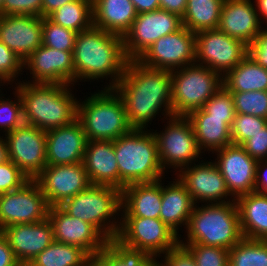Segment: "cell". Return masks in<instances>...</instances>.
Here are the masks:
<instances>
[{"mask_svg": "<svg viewBox=\"0 0 267 266\" xmlns=\"http://www.w3.org/2000/svg\"><path fill=\"white\" fill-rule=\"evenodd\" d=\"M48 219L53 227L54 241L79 246L91 257L107 243L92 224L70 216L60 206L49 208Z\"/></svg>", "mask_w": 267, "mask_h": 266, "instance_id": "cell-18", "label": "cell"}, {"mask_svg": "<svg viewBox=\"0 0 267 266\" xmlns=\"http://www.w3.org/2000/svg\"><path fill=\"white\" fill-rule=\"evenodd\" d=\"M74 0H43L42 1V18L48 17L52 12L62 7L66 3Z\"/></svg>", "mask_w": 267, "mask_h": 266, "instance_id": "cell-53", "label": "cell"}, {"mask_svg": "<svg viewBox=\"0 0 267 266\" xmlns=\"http://www.w3.org/2000/svg\"><path fill=\"white\" fill-rule=\"evenodd\" d=\"M256 9L257 12L259 13V16L264 17V21L267 22V0H256Z\"/></svg>", "mask_w": 267, "mask_h": 266, "instance_id": "cell-55", "label": "cell"}, {"mask_svg": "<svg viewBox=\"0 0 267 266\" xmlns=\"http://www.w3.org/2000/svg\"><path fill=\"white\" fill-rule=\"evenodd\" d=\"M213 152H217V161L215 159L214 163L232 197L255 191L257 161L241 145L231 144Z\"/></svg>", "mask_w": 267, "mask_h": 266, "instance_id": "cell-17", "label": "cell"}, {"mask_svg": "<svg viewBox=\"0 0 267 266\" xmlns=\"http://www.w3.org/2000/svg\"><path fill=\"white\" fill-rule=\"evenodd\" d=\"M236 114H249L267 119V91H229Z\"/></svg>", "mask_w": 267, "mask_h": 266, "instance_id": "cell-38", "label": "cell"}, {"mask_svg": "<svg viewBox=\"0 0 267 266\" xmlns=\"http://www.w3.org/2000/svg\"><path fill=\"white\" fill-rule=\"evenodd\" d=\"M159 2L160 9L176 14L181 18L185 14L187 0H159Z\"/></svg>", "mask_w": 267, "mask_h": 266, "instance_id": "cell-51", "label": "cell"}, {"mask_svg": "<svg viewBox=\"0 0 267 266\" xmlns=\"http://www.w3.org/2000/svg\"><path fill=\"white\" fill-rule=\"evenodd\" d=\"M29 180L11 160L0 164V194L17 190Z\"/></svg>", "mask_w": 267, "mask_h": 266, "instance_id": "cell-44", "label": "cell"}, {"mask_svg": "<svg viewBox=\"0 0 267 266\" xmlns=\"http://www.w3.org/2000/svg\"><path fill=\"white\" fill-rule=\"evenodd\" d=\"M266 125L267 119L265 118L249 114H235L231 125L232 143L242 145Z\"/></svg>", "mask_w": 267, "mask_h": 266, "instance_id": "cell-39", "label": "cell"}, {"mask_svg": "<svg viewBox=\"0 0 267 266\" xmlns=\"http://www.w3.org/2000/svg\"><path fill=\"white\" fill-rule=\"evenodd\" d=\"M0 42L26 60L42 45V17L0 15Z\"/></svg>", "mask_w": 267, "mask_h": 266, "instance_id": "cell-21", "label": "cell"}, {"mask_svg": "<svg viewBox=\"0 0 267 266\" xmlns=\"http://www.w3.org/2000/svg\"><path fill=\"white\" fill-rule=\"evenodd\" d=\"M142 182L126 185L122 189L123 217L160 219L162 205L161 182Z\"/></svg>", "mask_w": 267, "mask_h": 266, "instance_id": "cell-26", "label": "cell"}, {"mask_svg": "<svg viewBox=\"0 0 267 266\" xmlns=\"http://www.w3.org/2000/svg\"><path fill=\"white\" fill-rule=\"evenodd\" d=\"M263 169L265 170V172H263ZM255 192L267 194V160L257 162Z\"/></svg>", "mask_w": 267, "mask_h": 266, "instance_id": "cell-50", "label": "cell"}, {"mask_svg": "<svg viewBox=\"0 0 267 266\" xmlns=\"http://www.w3.org/2000/svg\"><path fill=\"white\" fill-rule=\"evenodd\" d=\"M172 114L187 116L202 106L223 86V76L199 64L171 71Z\"/></svg>", "mask_w": 267, "mask_h": 266, "instance_id": "cell-8", "label": "cell"}, {"mask_svg": "<svg viewBox=\"0 0 267 266\" xmlns=\"http://www.w3.org/2000/svg\"><path fill=\"white\" fill-rule=\"evenodd\" d=\"M228 266H267V240L242 238L229 250Z\"/></svg>", "mask_w": 267, "mask_h": 266, "instance_id": "cell-36", "label": "cell"}, {"mask_svg": "<svg viewBox=\"0 0 267 266\" xmlns=\"http://www.w3.org/2000/svg\"><path fill=\"white\" fill-rule=\"evenodd\" d=\"M43 0H5L3 15H32L42 17Z\"/></svg>", "mask_w": 267, "mask_h": 266, "instance_id": "cell-45", "label": "cell"}, {"mask_svg": "<svg viewBox=\"0 0 267 266\" xmlns=\"http://www.w3.org/2000/svg\"><path fill=\"white\" fill-rule=\"evenodd\" d=\"M186 117L192 124L200 150L213 152L233 144L231 139L233 119L210 118V115L202 109H196Z\"/></svg>", "mask_w": 267, "mask_h": 266, "instance_id": "cell-29", "label": "cell"}, {"mask_svg": "<svg viewBox=\"0 0 267 266\" xmlns=\"http://www.w3.org/2000/svg\"><path fill=\"white\" fill-rule=\"evenodd\" d=\"M5 136L9 160L29 179H35L47 165L46 132L23 123Z\"/></svg>", "mask_w": 267, "mask_h": 266, "instance_id": "cell-15", "label": "cell"}, {"mask_svg": "<svg viewBox=\"0 0 267 266\" xmlns=\"http://www.w3.org/2000/svg\"><path fill=\"white\" fill-rule=\"evenodd\" d=\"M72 52L41 45L23 61V68L30 70V75L32 73L34 78L33 83L74 86L75 69Z\"/></svg>", "mask_w": 267, "mask_h": 266, "instance_id": "cell-19", "label": "cell"}, {"mask_svg": "<svg viewBox=\"0 0 267 266\" xmlns=\"http://www.w3.org/2000/svg\"><path fill=\"white\" fill-rule=\"evenodd\" d=\"M88 139L76 119L67 126L46 132L47 166L83 162Z\"/></svg>", "mask_w": 267, "mask_h": 266, "instance_id": "cell-23", "label": "cell"}, {"mask_svg": "<svg viewBox=\"0 0 267 266\" xmlns=\"http://www.w3.org/2000/svg\"><path fill=\"white\" fill-rule=\"evenodd\" d=\"M77 33L51 21L42 18V45L62 51H73Z\"/></svg>", "mask_w": 267, "mask_h": 266, "instance_id": "cell-37", "label": "cell"}, {"mask_svg": "<svg viewBox=\"0 0 267 266\" xmlns=\"http://www.w3.org/2000/svg\"><path fill=\"white\" fill-rule=\"evenodd\" d=\"M228 91H267V69L245 56L223 77Z\"/></svg>", "mask_w": 267, "mask_h": 266, "instance_id": "cell-32", "label": "cell"}, {"mask_svg": "<svg viewBox=\"0 0 267 266\" xmlns=\"http://www.w3.org/2000/svg\"><path fill=\"white\" fill-rule=\"evenodd\" d=\"M247 56L256 64L267 69V28H262L256 38L247 46Z\"/></svg>", "mask_w": 267, "mask_h": 266, "instance_id": "cell-48", "label": "cell"}, {"mask_svg": "<svg viewBox=\"0 0 267 266\" xmlns=\"http://www.w3.org/2000/svg\"><path fill=\"white\" fill-rule=\"evenodd\" d=\"M195 35V63L204 64L223 77L247 55L246 44L218 28L202 30Z\"/></svg>", "mask_w": 267, "mask_h": 266, "instance_id": "cell-11", "label": "cell"}, {"mask_svg": "<svg viewBox=\"0 0 267 266\" xmlns=\"http://www.w3.org/2000/svg\"><path fill=\"white\" fill-rule=\"evenodd\" d=\"M182 26L181 17L163 9L137 14L123 37L127 59L138 60L156 40L176 32Z\"/></svg>", "mask_w": 267, "mask_h": 266, "instance_id": "cell-12", "label": "cell"}, {"mask_svg": "<svg viewBox=\"0 0 267 266\" xmlns=\"http://www.w3.org/2000/svg\"><path fill=\"white\" fill-rule=\"evenodd\" d=\"M193 255L197 266H228L229 250L202 244H182Z\"/></svg>", "mask_w": 267, "mask_h": 266, "instance_id": "cell-40", "label": "cell"}, {"mask_svg": "<svg viewBox=\"0 0 267 266\" xmlns=\"http://www.w3.org/2000/svg\"><path fill=\"white\" fill-rule=\"evenodd\" d=\"M224 0H187L182 24L193 33L218 28Z\"/></svg>", "mask_w": 267, "mask_h": 266, "instance_id": "cell-33", "label": "cell"}, {"mask_svg": "<svg viewBox=\"0 0 267 266\" xmlns=\"http://www.w3.org/2000/svg\"><path fill=\"white\" fill-rule=\"evenodd\" d=\"M254 6L251 0H224L218 29L248 46L262 29Z\"/></svg>", "mask_w": 267, "mask_h": 266, "instance_id": "cell-24", "label": "cell"}, {"mask_svg": "<svg viewBox=\"0 0 267 266\" xmlns=\"http://www.w3.org/2000/svg\"><path fill=\"white\" fill-rule=\"evenodd\" d=\"M0 266H21L7 239L0 232Z\"/></svg>", "mask_w": 267, "mask_h": 266, "instance_id": "cell-49", "label": "cell"}, {"mask_svg": "<svg viewBox=\"0 0 267 266\" xmlns=\"http://www.w3.org/2000/svg\"><path fill=\"white\" fill-rule=\"evenodd\" d=\"M15 92L17 101L4 100L0 95V128H4L7 134L24 123L22 100L19 92Z\"/></svg>", "mask_w": 267, "mask_h": 266, "instance_id": "cell-42", "label": "cell"}, {"mask_svg": "<svg viewBox=\"0 0 267 266\" xmlns=\"http://www.w3.org/2000/svg\"><path fill=\"white\" fill-rule=\"evenodd\" d=\"M210 118L234 119L235 109L233 97L224 86H222L201 108Z\"/></svg>", "mask_w": 267, "mask_h": 266, "instance_id": "cell-41", "label": "cell"}, {"mask_svg": "<svg viewBox=\"0 0 267 266\" xmlns=\"http://www.w3.org/2000/svg\"><path fill=\"white\" fill-rule=\"evenodd\" d=\"M5 0H0V15H3V4Z\"/></svg>", "mask_w": 267, "mask_h": 266, "instance_id": "cell-56", "label": "cell"}, {"mask_svg": "<svg viewBox=\"0 0 267 266\" xmlns=\"http://www.w3.org/2000/svg\"><path fill=\"white\" fill-rule=\"evenodd\" d=\"M48 18L76 33L93 26L92 0H74L52 12Z\"/></svg>", "mask_w": 267, "mask_h": 266, "instance_id": "cell-35", "label": "cell"}, {"mask_svg": "<svg viewBox=\"0 0 267 266\" xmlns=\"http://www.w3.org/2000/svg\"><path fill=\"white\" fill-rule=\"evenodd\" d=\"M72 55L75 83L82 79L110 77V86L105 88H114L118 84L129 61L124 52L123 37L94 26L77 33Z\"/></svg>", "mask_w": 267, "mask_h": 266, "instance_id": "cell-2", "label": "cell"}, {"mask_svg": "<svg viewBox=\"0 0 267 266\" xmlns=\"http://www.w3.org/2000/svg\"><path fill=\"white\" fill-rule=\"evenodd\" d=\"M91 256L79 246L53 241L30 266H87Z\"/></svg>", "mask_w": 267, "mask_h": 266, "instance_id": "cell-34", "label": "cell"}, {"mask_svg": "<svg viewBox=\"0 0 267 266\" xmlns=\"http://www.w3.org/2000/svg\"><path fill=\"white\" fill-rule=\"evenodd\" d=\"M179 170L178 179L185 185L194 203H228L227 196H232L228 191L226 182L214 162L193 163ZM223 198V199H222ZM208 201V202H207Z\"/></svg>", "mask_w": 267, "mask_h": 266, "instance_id": "cell-20", "label": "cell"}, {"mask_svg": "<svg viewBox=\"0 0 267 266\" xmlns=\"http://www.w3.org/2000/svg\"><path fill=\"white\" fill-rule=\"evenodd\" d=\"M49 208L41 188L30 179L19 189L0 194V231L9 225L43 221Z\"/></svg>", "mask_w": 267, "mask_h": 266, "instance_id": "cell-13", "label": "cell"}, {"mask_svg": "<svg viewBox=\"0 0 267 266\" xmlns=\"http://www.w3.org/2000/svg\"><path fill=\"white\" fill-rule=\"evenodd\" d=\"M0 232L21 265L29 264L54 241L53 227L48 218L36 223L9 225Z\"/></svg>", "mask_w": 267, "mask_h": 266, "instance_id": "cell-22", "label": "cell"}, {"mask_svg": "<svg viewBox=\"0 0 267 266\" xmlns=\"http://www.w3.org/2000/svg\"><path fill=\"white\" fill-rule=\"evenodd\" d=\"M195 47V33L182 26L156 40L137 61L149 68L172 71L195 63Z\"/></svg>", "mask_w": 267, "mask_h": 266, "instance_id": "cell-14", "label": "cell"}, {"mask_svg": "<svg viewBox=\"0 0 267 266\" xmlns=\"http://www.w3.org/2000/svg\"><path fill=\"white\" fill-rule=\"evenodd\" d=\"M92 11L94 27L121 37L138 14L131 0H92Z\"/></svg>", "mask_w": 267, "mask_h": 266, "instance_id": "cell-27", "label": "cell"}, {"mask_svg": "<svg viewBox=\"0 0 267 266\" xmlns=\"http://www.w3.org/2000/svg\"><path fill=\"white\" fill-rule=\"evenodd\" d=\"M2 81H3V80L0 78V83H1V84H2V83H3V84H5V83H4V82H2ZM0 88H1V87H0ZM0 91H1V89H0Z\"/></svg>", "mask_w": 267, "mask_h": 266, "instance_id": "cell-57", "label": "cell"}, {"mask_svg": "<svg viewBox=\"0 0 267 266\" xmlns=\"http://www.w3.org/2000/svg\"><path fill=\"white\" fill-rule=\"evenodd\" d=\"M69 86L18 82L14 89L22 100L24 123L47 132L74 122L77 119L78 101Z\"/></svg>", "mask_w": 267, "mask_h": 266, "instance_id": "cell-3", "label": "cell"}, {"mask_svg": "<svg viewBox=\"0 0 267 266\" xmlns=\"http://www.w3.org/2000/svg\"><path fill=\"white\" fill-rule=\"evenodd\" d=\"M241 146L257 162L267 160V125Z\"/></svg>", "mask_w": 267, "mask_h": 266, "instance_id": "cell-46", "label": "cell"}, {"mask_svg": "<svg viewBox=\"0 0 267 266\" xmlns=\"http://www.w3.org/2000/svg\"><path fill=\"white\" fill-rule=\"evenodd\" d=\"M22 67V59L4 43L0 42V78L3 82L13 83L18 74L20 75V72L24 70Z\"/></svg>", "mask_w": 267, "mask_h": 266, "instance_id": "cell-43", "label": "cell"}, {"mask_svg": "<svg viewBox=\"0 0 267 266\" xmlns=\"http://www.w3.org/2000/svg\"><path fill=\"white\" fill-rule=\"evenodd\" d=\"M168 119L166 129L154 133L159 159L163 170L167 165L181 170L197 161L202 151L198 147L192 124L186 116H171Z\"/></svg>", "mask_w": 267, "mask_h": 266, "instance_id": "cell-9", "label": "cell"}, {"mask_svg": "<svg viewBox=\"0 0 267 266\" xmlns=\"http://www.w3.org/2000/svg\"><path fill=\"white\" fill-rule=\"evenodd\" d=\"M137 13L150 12L160 9L159 0H131Z\"/></svg>", "mask_w": 267, "mask_h": 266, "instance_id": "cell-52", "label": "cell"}, {"mask_svg": "<svg viewBox=\"0 0 267 266\" xmlns=\"http://www.w3.org/2000/svg\"><path fill=\"white\" fill-rule=\"evenodd\" d=\"M164 257V263L159 262V266H197L192 253L180 243L166 252Z\"/></svg>", "mask_w": 267, "mask_h": 266, "instance_id": "cell-47", "label": "cell"}, {"mask_svg": "<svg viewBox=\"0 0 267 266\" xmlns=\"http://www.w3.org/2000/svg\"><path fill=\"white\" fill-rule=\"evenodd\" d=\"M9 160L8 145L6 139H2L0 136V164H3Z\"/></svg>", "mask_w": 267, "mask_h": 266, "instance_id": "cell-54", "label": "cell"}, {"mask_svg": "<svg viewBox=\"0 0 267 266\" xmlns=\"http://www.w3.org/2000/svg\"><path fill=\"white\" fill-rule=\"evenodd\" d=\"M60 207L70 216L92 224L107 240L117 237L121 220L117 224L114 219L120 209L122 210L121 189L107 185H90Z\"/></svg>", "mask_w": 267, "mask_h": 266, "instance_id": "cell-7", "label": "cell"}, {"mask_svg": "<svg viewBox=\"0 0 267 266\" xmlns=\"http://www.w3.org/2000/svg\"><path fill=\"white\" fill-rule=\"evenodd\" d=\"M77 120L88 141H113L133 129L127 120L123 101L113 88L95 92L82 103L78 101Z\"/></svg>", "mask_w": 267, "mask_h": 266, "instance_id": "cell-6", "label": "cell"}, {"mask_svg": "<svg viewBox=\"0 0 267 266\" xmlns=\"http://www.w3.org/2000/svg\"><path fill=\"white\" fill-rule=\"evenodd\" d=\"M91 266H159L155 256L124 245L117 238L107 240L103 249L90 259Z\"/></svg>", "mask_w": 267, "mask_h": 266, "instance_id": "cell-31", "label": "cell"}, {"mask_svg": "<svg viewBox=\"0 0 267 266\" xmlns=\"http://www.w3.org/2000/svg\"><path fill=\"white\" fill-rule=\"evenodd\" d=\"M113 144L119 169V189L133 183L162 179L164 170L154 132L132 129L113 140Z\"/></svg>", "mask_w": 267, "mask_h": 266, "instance_id": "cell-4", "label": "cell"}, {"mask_svg": "<svg viewBox=\"0 0 267 266\" xmlns=\"http://www.w3.org/2000/svg\"><path fill=\"white\" fill-rule=\"evenodd\" d=\"M160 220L179 236V226L188 224L195 203L185 185L177 178L172 184L162 186Z\"/></svg>", "mask_w": 267, "mask_h": 266, "instance_id": "cell-28", "label": "cell"}, {"mask_svg": "<svg viewBox=\"0 0 267 266\" xmlns=\"http://www.w3.org/2000/svg\"><path fill=\"white\" fill-rule=\"evenodd\" d=\"M34 180L41 188L49 207L62 205L91 185L83 162L46 165Z\"/></svg>", "mask_w": 267, "mask_h": 266, "instance_id": "cell-16", "label": "cell"}, {"mask_svg": "<svg viewBox=\"0 0 267 266\" xmlns=\"http://www.w3.org/2000/svg\"><path fill=\"white\" fill-rule=\"evenodd\" d=\"M228 203L206 204L194 207L187 224V242L230 250L242 238L240 220L235 198Z\"/></svg>", "mask_w": 267, "mask_h": 266, "instance_id": "cell-5", "label": "cell"}, {"mask_svg": "<svg viewBox=\"0 0 267 266\" xmlns=\"http://www.w3.org/2000/svg\"><path fill=\"white\" fill-rule=\"evenodd\" d=\"M83 165L91 185H107L119 189V169L111 140H89Z\"/></svg>", "mask_w": 267, "mask_h": 266, "instance_id": "cell-25", "label": "cell"}, {"mask_svg": "<svg viewBox=\"0 0 267 266\" xmlns=\"http://www.w3.org/2000/svg\"><path fill=\"white\" fill-rule=\"evenodd\" d=\"M179 236L158 218L122 217L117 239L157 258L179 243ZM160 254V255H159Z\"/></svg>", "mask_w": 267, "mask_h": 266, "instance_id": "cell-10", "label": "cell"}, {"mask_svg": "<svg viewBox=\"0 0 267 266\" xmlns=\"http://www.w3.org/2000/svg\"><path fill=\"white\" fill-rule=\"evenodd\" d=\"M243 238L267 240V194L250 192L235 199Z\"/></svg>", "mask_w": 267, "mask_h": 266, "instance_id": "cell-30", "label": "cell"}, {"mask_svg": "<svg viewBox=\"0 0 267 266\" xmlns=\"http://www.w3.org/2000/svg\"><path fill=\"white\" fill-rule=\"evenodd\" d=\"M113 89L122 99L133 129H145L162 107L165 108L161 111L166 113L162 115L173 116L170 70L153 69L129 60L124 75Z\"/></svg>", "mask_w": 267, "mask_h": 266, "instance_id": "cell-1", "label": "cell"}]
</instances>
